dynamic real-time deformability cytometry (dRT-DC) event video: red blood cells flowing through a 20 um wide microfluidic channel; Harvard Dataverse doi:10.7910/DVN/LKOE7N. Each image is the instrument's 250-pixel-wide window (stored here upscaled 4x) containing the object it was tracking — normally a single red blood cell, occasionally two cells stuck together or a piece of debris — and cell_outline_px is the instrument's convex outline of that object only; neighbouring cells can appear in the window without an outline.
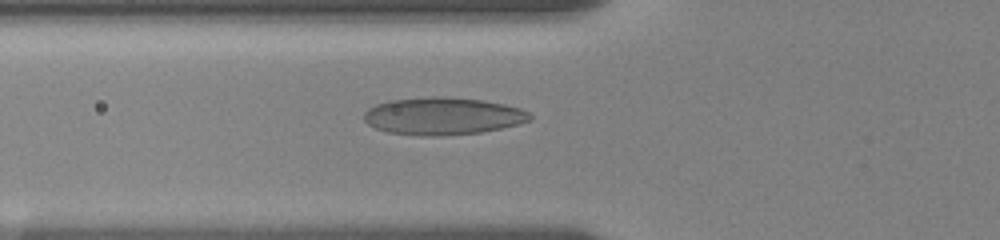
{"species": "human", "species_latin": "Homo sapiens", "temperature_condition": "room temperature", "stored_images_in_passage": 31, "camera_frame_rate_fps": 3000, "um_per_image_px": 0.085, "donor": {"sex": "female"}, "frame": {"image": 1, "passage_image": 20, "time_ms": 7.0, "image_size_px": [1000, 240], "cell_outline_px": [[532, 120], [500, 128], [480, 132], [440, 136], [420, 136], [388, 132], [376, 128], [368, 124], [364, 120], [364, 112], [368, 108], [376, 104], [388, 100], [432, 96], [444, 96], [480, 100], [504, 104], [520, 108], [528, 112], [532, 116]], "centroid_in_image_um": [37.6, 9.86], "position_along_channel_um": 88.2, "area_um2": 36.18}}
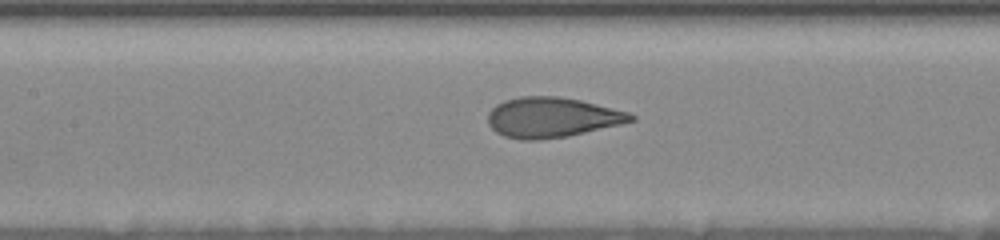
{"frame": {"image": 2, "passage_image": 28, "time_ms": 9.0, "image_size_px": [1000, 240], "cell_outline_px": [[636, 120], [620, 124], [568, 136], [540, 140], [520, 140], [504, 136], [496, 132], [488, 124], [488, 112], [496, 104], [504, 100], [520, 96], [556, 96], [580, 100], [628, 112], [636, 116]], "centroid_in_image_um": [46.88, 9.98], "position_along_channel_um": 160.5, "area_um2": 33.41}}
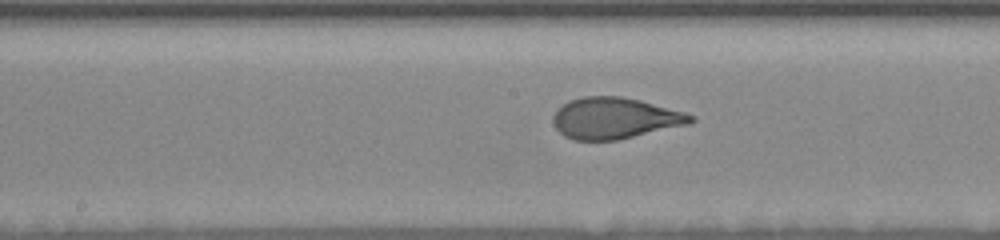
{"frame": {"image": 3, "passage_image": 30, "time_ms": 10.0, "image_size_px": [1000, 240], "cell_outline_px": [[696, 120], [692, 124], [616, 140], [572, 140], [564, 136], [556, 128], [552, 120], [552, 116], [556, 108], [568, 100], [584, 96], [620, 96], [640, 100], [684, 112], [696, 116]], "centroid_in_image_um": [52.26, 10.04], "position_along_channel_um": 195.9, "area_um2": 33.41}}